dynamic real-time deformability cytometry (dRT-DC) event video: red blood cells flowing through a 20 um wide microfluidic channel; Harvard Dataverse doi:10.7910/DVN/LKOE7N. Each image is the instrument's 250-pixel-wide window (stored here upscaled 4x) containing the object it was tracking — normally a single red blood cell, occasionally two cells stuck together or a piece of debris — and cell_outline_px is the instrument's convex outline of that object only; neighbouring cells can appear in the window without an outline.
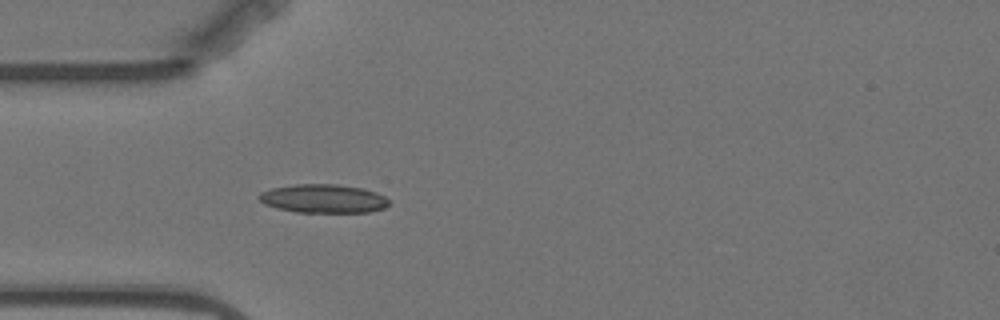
{"species": "Egyptian fruit bat (a non-hibernating species)", "species_latin": "Rousettus aegyptiacus", "temperature_condition": "warm", "stored_images_in_passage": 5, "camera_frame_rate_fps": 3000, "um_per_image_px": 0.085, "animal": {"sex": "female"}, "frame": {"image": 1, "passage_image": 5, "time_ms": 5.0, "image_size_px": [1000, 320], "cell_outline_px": [[388, 204], [384, 208], [368, 212], [296, 212], [276, 208], [264, 204], [256, 196], [260, 192], [272, 188], [292, 184], [336, 184], [364, 188], [376, 192], [384, 196], [388, 200]], "centroid_in_image_um": [27.45, 16.87], "position_along_channel_um": 57.6, "area_um2": 21.79}}